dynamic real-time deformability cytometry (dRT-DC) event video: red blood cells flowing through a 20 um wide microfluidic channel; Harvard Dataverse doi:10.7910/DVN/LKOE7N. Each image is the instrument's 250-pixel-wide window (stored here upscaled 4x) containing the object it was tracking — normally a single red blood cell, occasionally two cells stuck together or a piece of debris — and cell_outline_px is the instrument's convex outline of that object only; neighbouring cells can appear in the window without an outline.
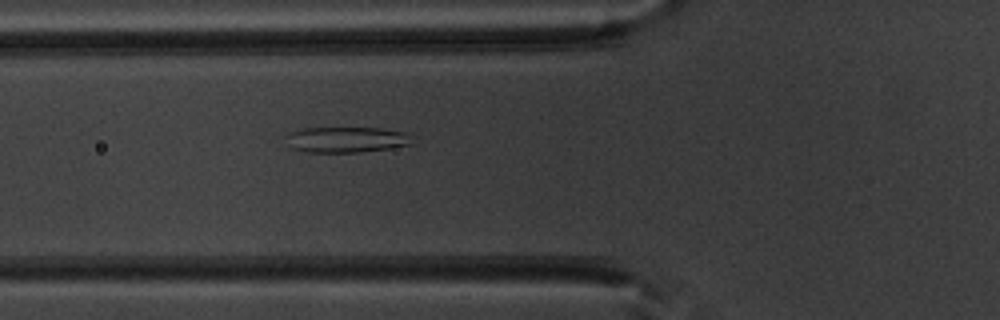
{"species": "common noctule bat (a hibernating species)", "species_latin": "Nyctalus noctula", "temperature_condition": "warm", "stored_images_in_passage": 51, "segment_of_instrument_passage": [1, 2], "camera_frame_rate_fps": 3000, "um_per_image_px": 0.085, "animal": {"sex": "male", "body_mass_g": 20.1, "forearm_length_mm": 53.5}, "frame": {"image": 1, "passage_image": 20, "time_ms": 6.333, "image_size_px": [1000, 320], "cell_outline_px": [[412, 144], [388, 148], [360, 152], [308, 152], [292, 148], [284, 136], [288, 132], [304, 128], [380, 128], [404, 132]], "centroid_in_image_um": [29.35, 11.86], "position_along_channel_um": 96.4, "area_um2": 18.61}}
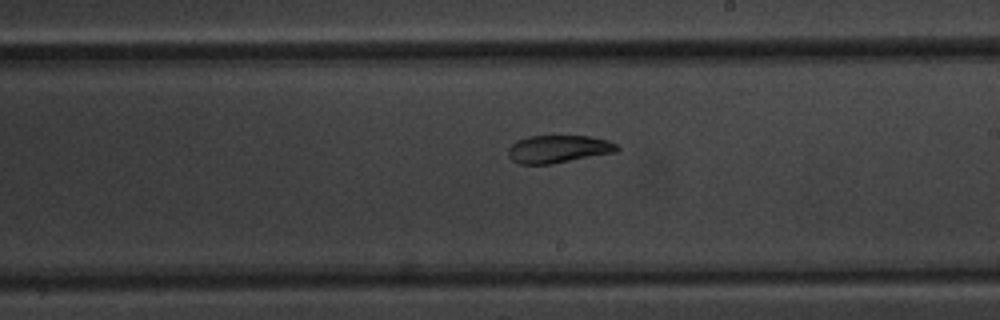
{"frame": {"image": 2, "passage_image": 31, "time_ms": 10.0, "image_size_px": [1000, 320], "cell_outline_px": [[620, 148], [616, 152], [552, 164], [520, 164], [512, 160], [508, 156], [508, 148], [516, 140], [528, 136], [588, 136], [608, 140], [616, 144]], "centroid_in_image_um": [47.44, 12.67], "position_along_channel_um": 241.6, "area_um2": 17.63}}
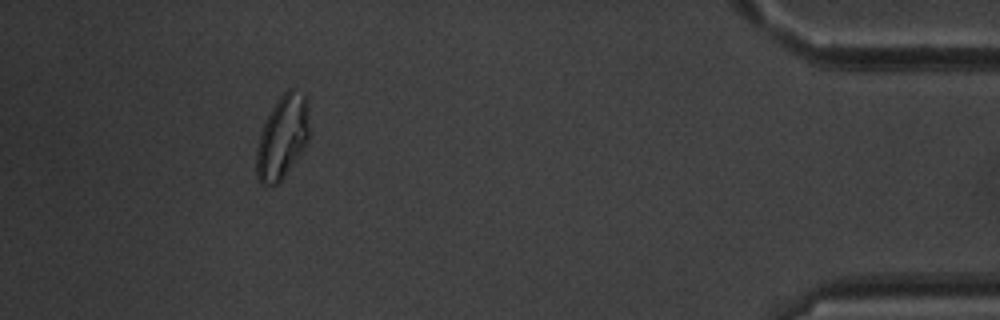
{"frame": {"image": 3, "passage_image": 48, "time_ms": 15.667, "image_size_px": [1000, 320], "cell_outline_px": [[308, 140], [284, 176], [276, 184], [260, 184], [256, 176], [256, 148], [260, 132], [264, 120], [280, 96], [288, 88], [292, 88], [304, 92], [308, 96]], "centroid_in_image_um": [23.99, 11.6], "position_along_channel_um": 411.2, "area_um2": 25.72}}